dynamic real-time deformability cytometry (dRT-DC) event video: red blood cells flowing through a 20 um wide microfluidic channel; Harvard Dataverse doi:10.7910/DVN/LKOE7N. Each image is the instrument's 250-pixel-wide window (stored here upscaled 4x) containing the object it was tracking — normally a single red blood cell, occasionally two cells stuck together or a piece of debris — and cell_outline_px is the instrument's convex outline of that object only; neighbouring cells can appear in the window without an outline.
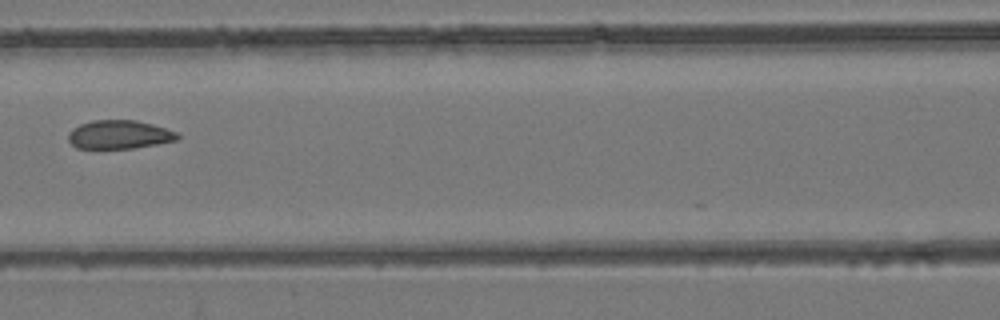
{"species": "common noctule bat (a hibernating species)", "species_latin": "Nyctalus noctula", "temperature_condition": "room temperature", "stored_images_in_passage": 8, "camera_frame_rate_fps": 3000, "um_per_image_px": 0.085, "animal": {"sex": "female", "body_mass_g": 24.6, "forearm_length_mm": 56.2}, "frame": {"image": 1, "passage_image": 6, "time_ms": 6.667, "image_size_px": [1000, 320], "cell_outline_px": [[180, 136], [176, 140], [156, 144], [132, 148], [76, 148], [68, 140], [68, 132], [72, 128], [80, 124], [92, 120], [136, 120], [152, 124], [176, 132]], "centroid_in_image_um": [10.09, 11.43], "position_along_channel_um": 156.5, "area_um2": 18.09}}
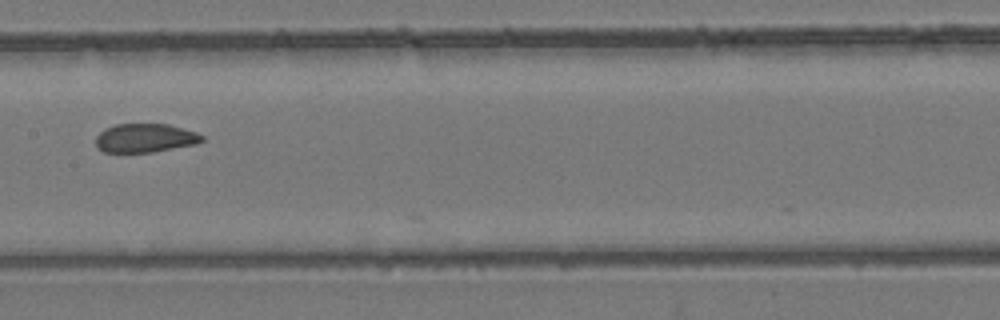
{"frame": {"image": 2, "passage_image": 7, "time_ms": 7.667, "image_size_px": [1000, 320], "cell_outline_px": [[204, 140], [196, 144], [152, 152], [104, 152], [96, 148], [96, 136], [104, 128], [116, 124], [168, 124], [196, 132], [204, 136]], "centroid_in_image_um": [12.32, 11.73], "position_along_channel_um": 195.1, "area_um2": 17.86}}